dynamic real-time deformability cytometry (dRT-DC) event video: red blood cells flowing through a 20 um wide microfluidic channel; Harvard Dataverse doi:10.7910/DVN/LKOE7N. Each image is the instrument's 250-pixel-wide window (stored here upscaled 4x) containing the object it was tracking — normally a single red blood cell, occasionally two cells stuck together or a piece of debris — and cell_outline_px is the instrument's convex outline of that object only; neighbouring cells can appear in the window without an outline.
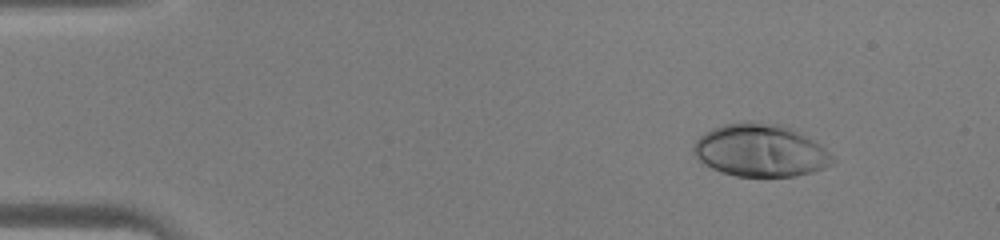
{"species": "human", "species_latin": "Homo sapiens", "temperature_condition": "warm", "stored_images_in_passage": 40, "camera_frame_rate_fps": 3000, "um_per_image_px": 0.085, "donor": {"sex": "male"}, "frame": {"image": 1, "passage_image": 1, "time_ms": 0.0, "image_size_px": [1000, 240], "cell_outline_px": [[836, 160], [832, 164], [824, 168], [812, 172], [792, 176], [736, 176], [720, 172], [704, 164], [692, 152], [692, 148], [696, 140], [704, 132], [712, 128], [724, 124], [748, 120], [784, 124], [792, 128], [812, 140], [824, 148]], "centroid_in_image_um": [64.6, 12.77], "position_along_channel_um": 20.4, "area_um2": 42.77}}
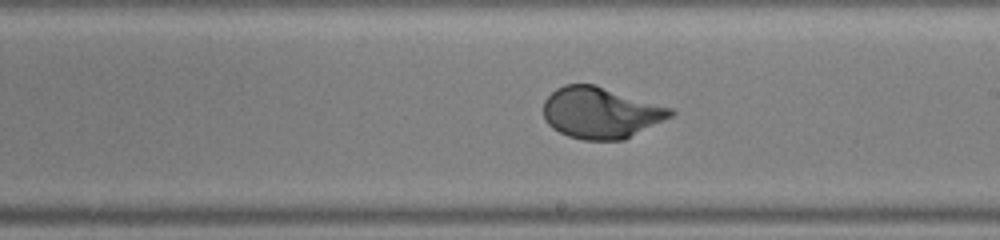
{"frame": {"image": 2, "passage_image": 22, "time_ms": 7.0, "image_size_px": [1000, 240], "cell_outline_px": [[676, 112], [672, 116], [624, 140], [584, 140], [568, 136], [552, 128], [544, 120], [544, 100], [556, 88], [564, 84], [592, 84], [672, 108]], "centroid_in_image_um": [51.04, 9.59], "position_along_channel_um": 238.0, "area_um2": 37.74}}
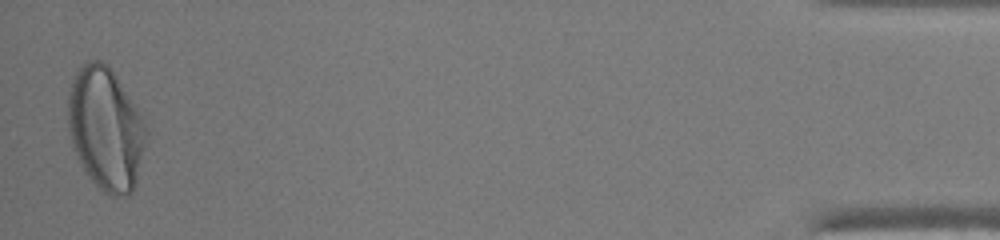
{"frame": {"image": 3, "passage_image": 40, "time_ms": 13.0, "image_size_px": [1000, 240], "cell_outline_px": [[148, 132], [136, 184], [132, 192], [128, 196], [112, 196], [104, 192], [84, 172], [72, 144], [68, 128], [68, 92], [72, 80], [80, 64], [88, 60], [100, 60], [108, 64], [136, 108], [148, 128]], "centroid_in_image_um": [8.97, 10.95], "position_along_channel_um": 426.2, "area_um2": 55.89}}